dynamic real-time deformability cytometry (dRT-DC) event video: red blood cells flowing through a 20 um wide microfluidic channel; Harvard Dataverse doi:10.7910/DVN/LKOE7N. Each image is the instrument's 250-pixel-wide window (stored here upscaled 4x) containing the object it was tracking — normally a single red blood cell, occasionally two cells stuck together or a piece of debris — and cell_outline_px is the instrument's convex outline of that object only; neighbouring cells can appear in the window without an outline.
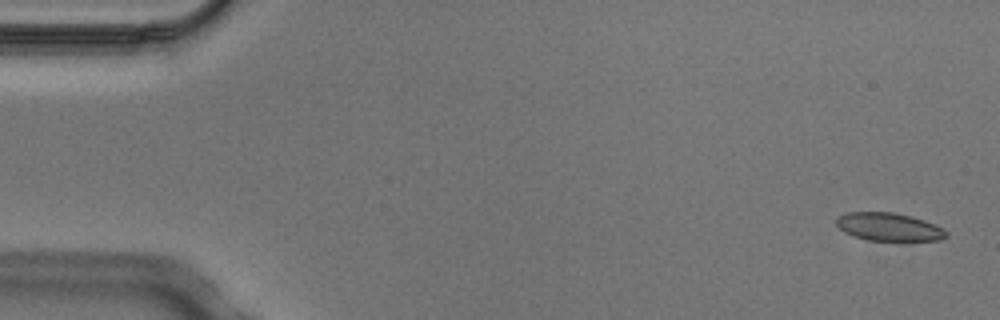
{"species": "Egyptian fruit bat (a non-hibernating species)", "species_latin": "Rousettus aegyptiacus", "temperature_condition": "cold", "stored_images_in_passage": 7, "camera_frame_rate_fps": 3000, "um_per_image_px": 0.085, "animal": {"sex": "male"}, "frame": {"image": 1, "passage_image": 1, "time_ms": 0.0, "image_size_px": [1000, 320], "cell_outline_px": [[948, 236], [940, 240], [868, 240], [852, 236], [844, 232], [836, 224], [836, 216], [848, 212], [896, 212], [912, 216], [924, 220], [944, 228], [948, 232]], "centroid_in_image_um": [75.55, 19.27], "position_along_channel_um": 9.5, "area_um2": 18.09}}
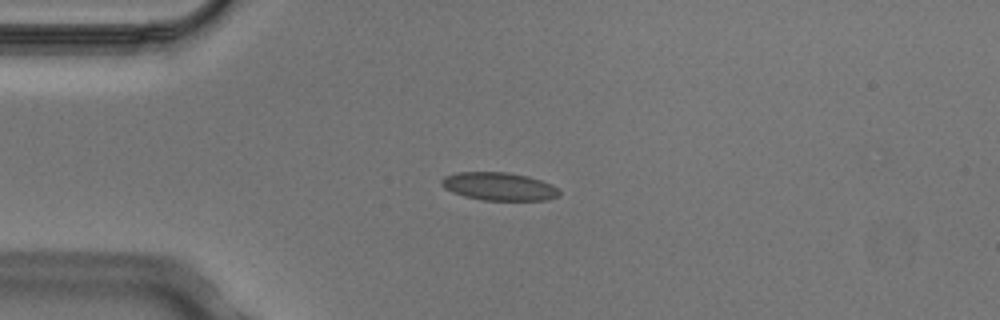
{"frame": {"image": 2, "passage_image": 4, "time_ms": 1.0, "image_size_px": [1000, 320], "cell_outline_px": [[560, 196], [548, 200], [484, 200], [464, 196], [452, 192], [444, 188], [440, 184], [440, 180], [444, 176], [456, 172], [508, 172], [528, 176], [552, 184], [560, 192]], "centroid_in_image_um": [42.4, 15.84], "position_along_channel_um": 42.6, "area_um2": 19.36}}
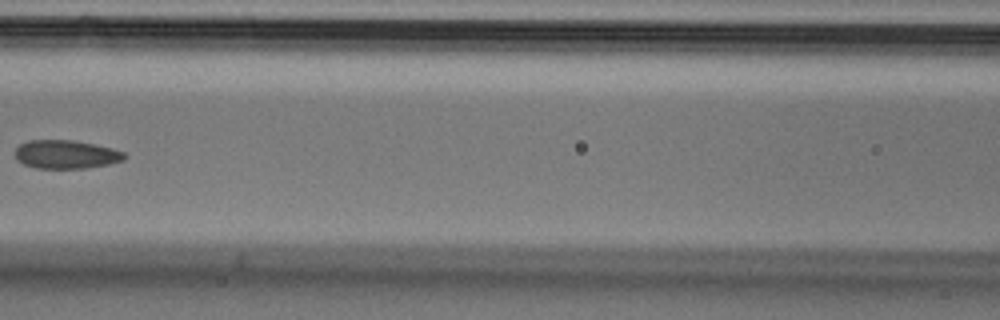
{"frame": {"image": 3, "passage_image": 7, "time_ms": 2.0, "image_size_px": [1000, 320], "cell_outline_px": [[128, 156], [124, 160], [108, 164], [88, 168], [36, 168], [24, 164], [16, 160], [16, 148], [20, 144], [28, 140], [72, 140], [112, 148], [124, 152]], "centroid_in_image_um": [5.62, 13.12], "position_along_channel_um": 161.0, "area_um2": 18.15}}